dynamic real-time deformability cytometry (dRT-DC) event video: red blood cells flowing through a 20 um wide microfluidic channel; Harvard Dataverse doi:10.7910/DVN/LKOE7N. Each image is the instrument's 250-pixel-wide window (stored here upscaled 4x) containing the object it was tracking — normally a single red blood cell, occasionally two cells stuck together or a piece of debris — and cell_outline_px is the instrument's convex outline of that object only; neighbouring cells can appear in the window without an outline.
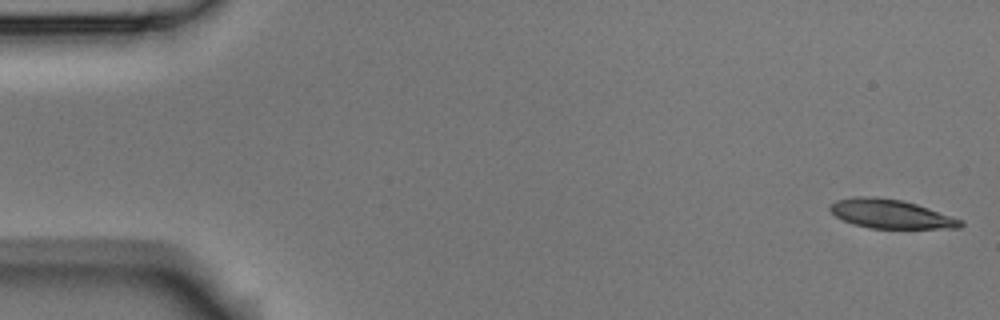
{"species": "Egyptian fruit bat (a non-hibernating species)", "species_latin": "Rousettus aegyptiacus", "temperature_condition": "room temperature", "stored_images_in_passage": 53, "camera_frame_rate_fps": 3000, "um_per_image_px": 0.085, "animal": {"sex": "male"}, "frame": {"image": 1, "passage_image": 1, "time_ms": 0.0, "image_size_px": [1000, 320], "cell_outline_px": [[964, 224], [960, 228], [868, 228], [852, 224], [836, 216], [828, 208], [828, 204], [836, 200], [852, 196], [876, 196], [900, 200], [916, 204], [964, 220]], "centroid_in_image_um": [75.68, 18.17], "position_along_channel_um": 9.3, "area_um2": 22.14}}
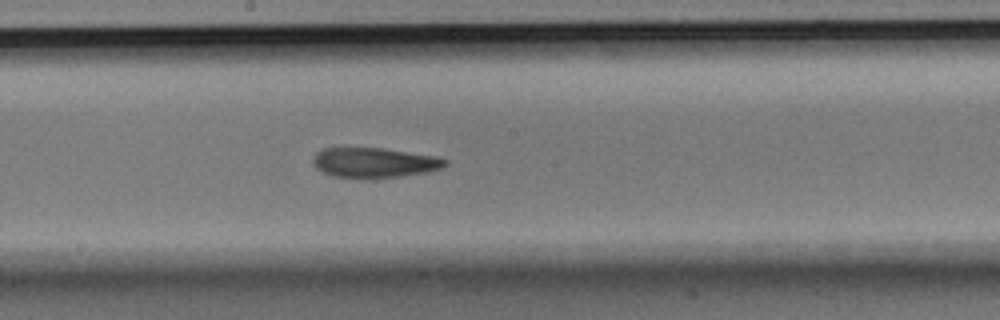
{"frame": {"image": 2, "passage_image": 28, "time_ms": 9.0, "image_size_px": [1000, 320], "cell_outline_px": [[448, 164], [444, 168], [428, 172], [400, 176], [364, 180], [332, 176], [316, 168], [312, 160], [316, 152], [324, 148], [384, 148], [436, 156], [448, 160]], "centroid_in_image_um": [31.84, 13.84], "position_along_channel_um": 216.4, "area_um2": 23.58}}
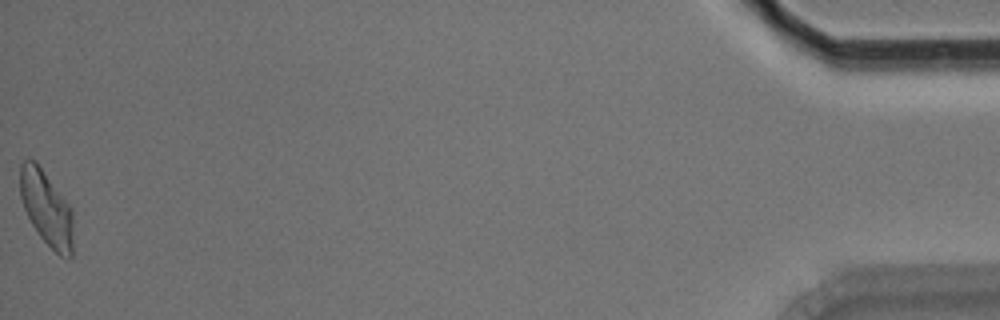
{"frame": {"image": 3, "passage_image": 53, "time_ms": 17.333, "image_size_px": [1000, 320], "cell_outline_px": [[72, 256], [68, 260], [60, 256], [40, 236], [32, 224], [24, 208], [20, 196], [20, 164], [28, 156], [36, 160], [72, 208]], "centroid_in_image_um": [3.94, 17.66], "position_along_channel_um": 431.3, "area_um2": 23.29}, "authors_computed_cell_mechanics": {"area_um2": 23.1778, "velocity_mm_per_s": 3.7587, "shape_relaxation_time_tau1_ms": 3.8821, "shape_relaxation_time_tau2_ms": 3.8427, "deformation_change_tau1": 0.1626, "deformation_change_tau2": 0.1308}}